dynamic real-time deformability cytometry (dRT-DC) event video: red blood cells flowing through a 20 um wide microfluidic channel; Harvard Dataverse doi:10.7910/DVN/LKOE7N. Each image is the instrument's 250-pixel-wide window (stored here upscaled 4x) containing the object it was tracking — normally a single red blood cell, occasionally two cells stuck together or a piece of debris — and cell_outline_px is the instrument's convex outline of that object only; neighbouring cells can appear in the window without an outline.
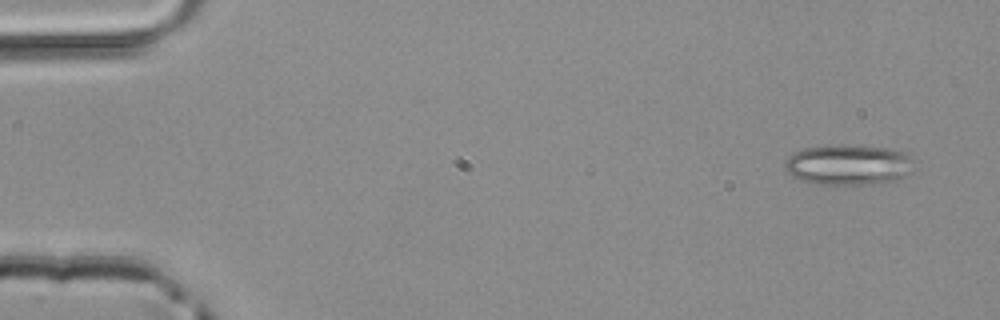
{"species": "common noctule bat (a hibernating species)", "species_latin": "Nyctalus noctula", "temperature_condition": "room temperature", "stored_images_in_passage": 47, "camera_frame_rate_fps": 3000, "um_per_image_px": 0.085, "animal": {"sex": "male", "body_mass_g": 20.4}, "frame": {"image": 1, "passage_image": 1, "time_ms": 0.0, "image_size_px": [1000, 320], "cell_outline_px": [[920, 160], [912, 172], [896, 180], [884, 184], [812, 184], [800, 180], [792, 176], [784, 168], [784, 164], [788, 156], [792, 152], [800, 148], [828, 144], [844, 144], [888, 148], [908, 152]], "centroid_in_image_um": [72.19, 13.98], "position_along_channel_um": 12.8, "area_um2": 31.91}}
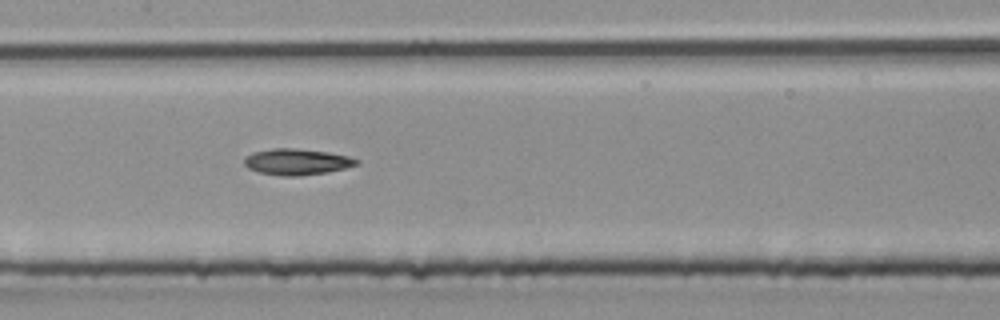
{"frame": {"image": 2, "passage_image": 22, "time_ms": 7.0, "image_size_px": [1000, 320], "cell_outline_px": [[360, 164], [328, 172], [300, 176], [284, 176], [260, 172], [248, 168], [244, 164], [244, 156], [252, 152], [272, 148], [296, 148], [328, 152], [348, 156], [360, 160]], "centroid_in_image_um": [25.23, 13.74], "position_along_channel_um": 182.2, "area_um2": 17.22}}
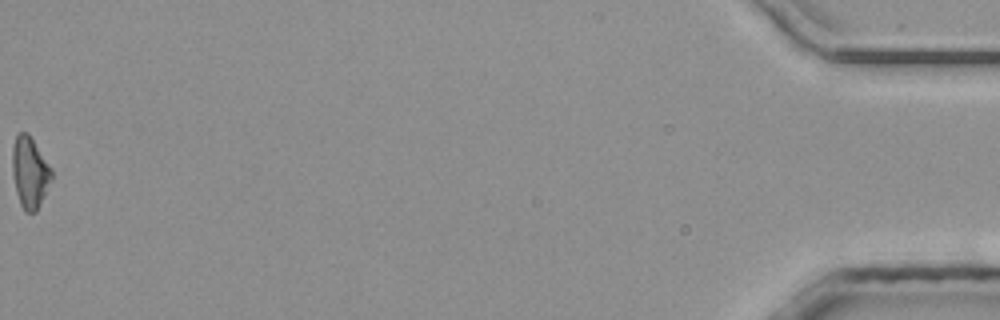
{"frame": {"image": 3, "passage_image": 47, "time_ms": 15.333, "image_size_px": [1000, 320], "cell_outline_px": [[52, 180], [36, 212], [24, 212], [20, 204], [16, 192], [12, 172], [12, 148], [16, 136], [20, 132], [28, 132], [52, 168]], "centroid_in_image_um": [2.54, 14.65], "position_along_channel_um": 432.7, "area_um2": 16.42}}